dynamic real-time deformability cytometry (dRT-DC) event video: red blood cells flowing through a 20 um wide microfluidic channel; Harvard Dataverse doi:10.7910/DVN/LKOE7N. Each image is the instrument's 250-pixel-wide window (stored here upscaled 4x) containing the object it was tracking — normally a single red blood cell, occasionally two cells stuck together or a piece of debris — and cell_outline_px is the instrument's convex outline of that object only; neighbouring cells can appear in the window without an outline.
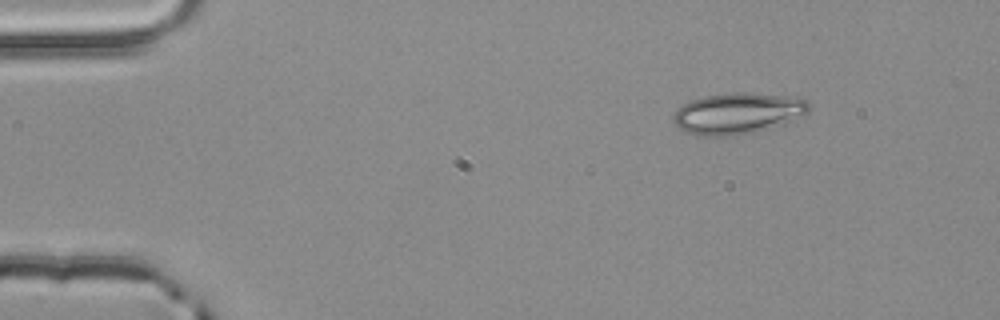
{"species": "common noctule bat (a hibernating species)", "species_latin": "Nyctalus noctula", "temperature_condition": "room temperature", "stored_images_in_passage": 3, "camera_frame_rate_fps": 3000, "um_per_image_px": 0.085, "animal": {"sex": "male", "body_mass_g": 20.4}, "frame": {"image": 1, "passage_image": 1, "time_ms": 0.0, "image_size_px": [1000, 320], "cell_outline_px": [[808, 112], [784, 124], [752, 132], [732, 136], [696, 136], [684, 132], [672, 120], [672, 116], [676, 108], [692, 100], [704, 96], [736, 92], [744, 92], [792, 96], [808, 100]], "centroid_in_image_um": [62.67, 9.64], "position_along_channel_um": 22.3, "area_um2": 32.6}}